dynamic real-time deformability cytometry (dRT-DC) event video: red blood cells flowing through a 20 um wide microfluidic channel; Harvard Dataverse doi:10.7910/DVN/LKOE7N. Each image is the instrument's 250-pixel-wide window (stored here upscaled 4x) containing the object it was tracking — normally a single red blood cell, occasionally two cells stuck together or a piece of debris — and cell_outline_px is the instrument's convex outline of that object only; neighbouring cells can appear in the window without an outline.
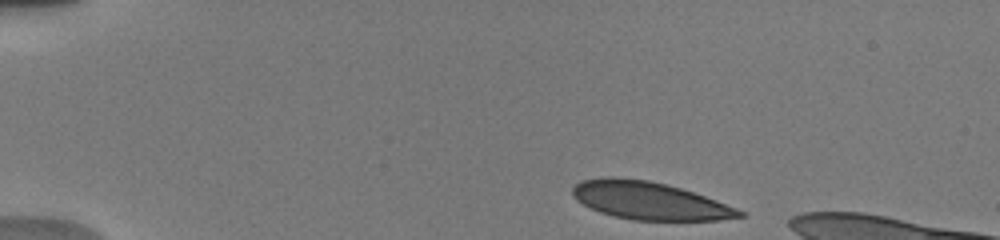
{"species": "human", "species_latin": "Homo sapiens", "temperature_condition": "warm", "stored_images_in_passage": 16, "camera_frame_rate_fps": 3000, "um_per_image_px": 0.085, "donor": {"sex": "male"}, "frame": {"image": 1, "passage_image": 1, "time_ms": 0.0, "image_size_px": [1000, 240], "cell_outline_px": [[744, 216], [720, 220], [632, 220], [600, 212], [576, 200], [572, 192], [572, 188], [580, 180], [608, 176], [616, 176], [648, 180], [680, 188], [716, 200], [736, 208], [744, 212]], "centroid_in_image_um": [55.17, 17.05], "position_along_channel_um": 29.8, "area_um2": 36.41}}
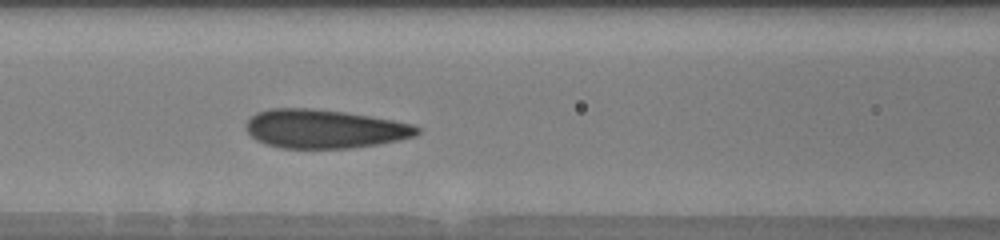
{"frame": {"image": 2, "passage_image": 14, "time_ms": 5.0, "image_size_px": [1000, 240], "cell_outline_px": [[420, 132], [416, 136], [400, 140], [380, 144], [352, 148], [280, 148], [256, 140], [244, 128], [248, 120], [256, 112], [268, 108], [312, 108], [344, 112], [392, 120], [412, 124], [420, 128]], "centroid_in_image_um": [27.57, 10.95], "position_along_channel_um": 139.0, "area_um2": 38.73}}
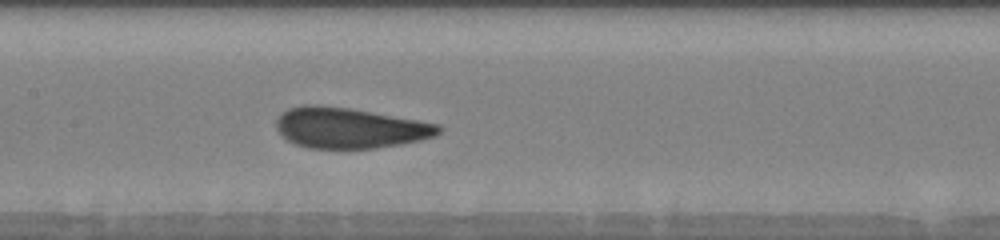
{"frame": {"image": 3, "passage_image": 16, "time_ms": 6.0, "image_size_px": [1000, 240], "cell_outline_px": [[440, 132], [436, 136], [424, 140], [376, 148], [308, 148], [296, 144], [288, 140], [276, 128], [276, 120], [288, 108], [304, 104], [320, 104], [348, 108], [440, 124]], "centroid_in_image_um": [29.73, 10.87], "position_along_channel_um": 177.7, "area_um2": 38.26}}